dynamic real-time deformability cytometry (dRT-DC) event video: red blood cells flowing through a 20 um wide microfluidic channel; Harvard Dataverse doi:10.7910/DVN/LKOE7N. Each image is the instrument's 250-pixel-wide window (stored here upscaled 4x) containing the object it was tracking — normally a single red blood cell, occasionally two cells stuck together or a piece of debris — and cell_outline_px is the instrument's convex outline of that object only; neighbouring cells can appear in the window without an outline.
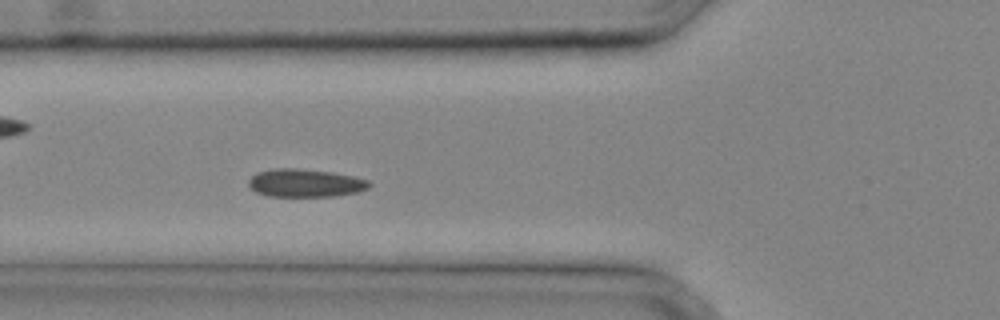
{"species": "common noctule bat (a hibernating species)", "species_latin": "Nyctalus noctula", "temperature_condition": "cold", "stored_images_in_passage": 30, "camera_frame_rate_fps": 3000, "um_per_image_px": 0.085, "animal": {"sex": "male", "body_mass_g": 20.4}, "frame": {"image": 1, "passage_image": 9, "time_ms": 2.667, "image_size_px": [1000, 320], "cell_outline_px": [[372, 184], [368, 188], [360, 192], [336, 196], [268, 196], [256, 192], [248, 184], [248, 180], [256, 172], [272, 168], [296, 168], [332, 172], [352, 176], [368, 180]], "centroid_in_image_um": [25.95, 15.55], "position_along_channel_um": 99.8, "area_um2": 19.83}}
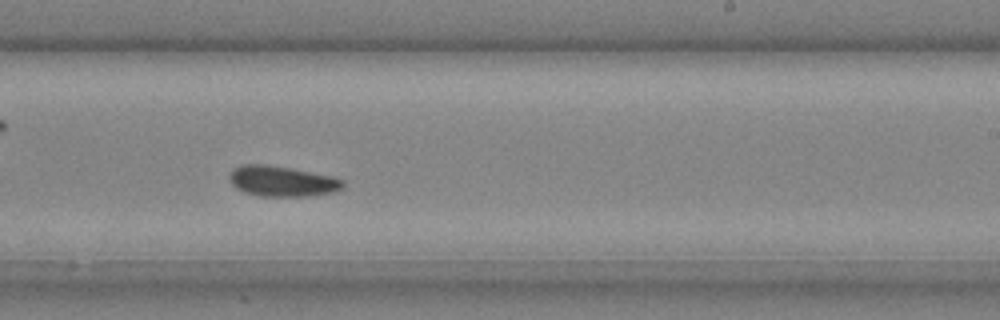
{"frame": {"image": 2, "passage_image": 18, "time_ms": 5.667, "image_size_px": [1000, 320], "cell_outline_px": [[344, 188], [332, 192], [308, 196], [260, 196], [244, 192], [236, 188], [232, 184], [228, 176], [232, 168], [240, 164], [264, 164], [288, 168], [332, 176], [344, 180]], "centroid_in_image_um": [23.94, 15.4], "position_along_channel_um": 265.1, "area_um2": 20.17}}